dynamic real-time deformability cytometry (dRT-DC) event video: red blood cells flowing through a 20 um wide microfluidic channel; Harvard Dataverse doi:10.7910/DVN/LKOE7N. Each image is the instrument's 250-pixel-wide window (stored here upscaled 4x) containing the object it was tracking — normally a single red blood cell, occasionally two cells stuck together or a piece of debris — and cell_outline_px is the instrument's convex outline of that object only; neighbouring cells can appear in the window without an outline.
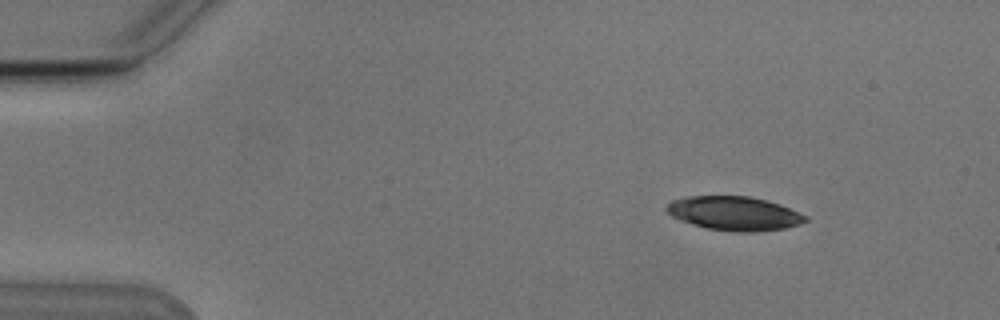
{"species": "Egyptian fruit bat (a non-hibernating species)", "species_latin": "Rousettus aegyptiacus", "temperature_condition": "cold", "stored_images_in_passage": 3, "camera_frame_rate_fps": 3000, "um_per_image_px": 0.085, "animal": {"sex": "male"}, "frame": {"image": 1, "passage_image": 1, "time_ms": 0.0, "image_size_px": [1000, 320], "cell_outline_px": [[808, 220], [800, 224], [784, 228], [752, 232], [736, 232], [708, 228], [692, 224], [680, 220], [672, 216], [664, 208], [672, 200], [688, 196], [748, 196], [780, 204], [808, 216]], "centroid_in_image_um": [62.41, 18.14], "position_along_channel_um": 22.6, "area_um2": 27.34}}
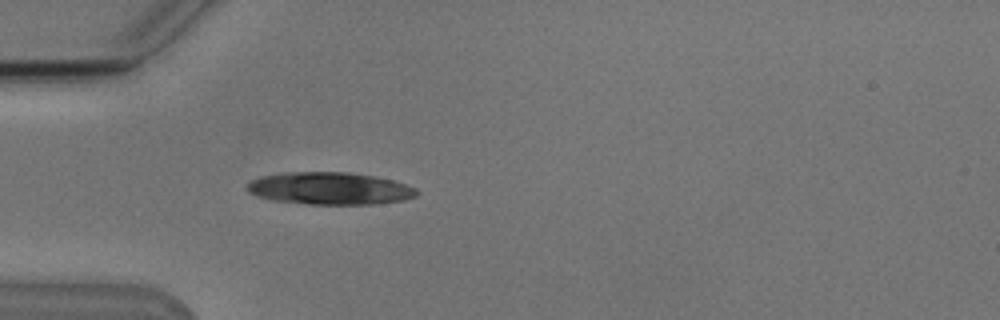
{"frame": {"image": 2, "passage_image": 3, "time_ms": 3.0, "image_size_px": [1000, 320], "cell_outline_px": [[420, 192], [416, 196], [404, 200], [376, 204], [308, 204], [272, 200], [256, 196], [248, 192], [244, 188], [252, 180], [260, 176], [284, 172], [348, 172], [376, 176], [392, 180], [416, 188]], "centroid_in_image_um": [28.01, 16.01], "position_along_channel_um": 57.0, "area_um2": 32.19}}